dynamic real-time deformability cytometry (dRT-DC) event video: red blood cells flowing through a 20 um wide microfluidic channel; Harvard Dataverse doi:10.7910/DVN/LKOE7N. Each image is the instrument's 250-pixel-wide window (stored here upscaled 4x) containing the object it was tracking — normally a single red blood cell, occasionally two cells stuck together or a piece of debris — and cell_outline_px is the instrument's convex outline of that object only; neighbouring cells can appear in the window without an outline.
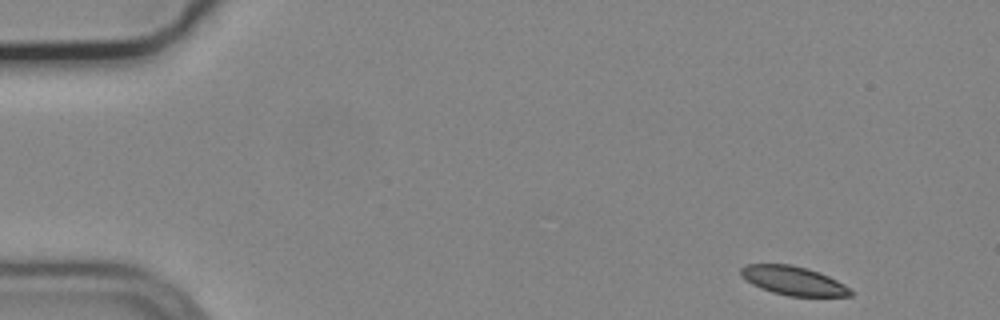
{"species": "common noctule bat (a hibernating species)", "species_latin": "Nyctalus noctula", "temperature_condition": "cold", "stored_images_in_passage": 51, "camera_frame_rate_fps": 3000, "um_per_image_px": 0.085, "animal": {"sex": "male", "body_mass_g": 19.2, "forearm_length_mm": 51.8}, "frame": {"image": 1, "passage_image": 1, "time_ms": 0.0, "image_size_px": [1000, 320], "cell_outline_px": [[852, 296], [788, 296], [772, 292], [760, 288], [752, 284], [740, 276], [740, 268], [748, 264], [792, 264], [808, 268], [820, 272], [844, 284], [852, 292]], "centroid_in_image_um": [67.4, 23.85], "position_along_channel_um": 17.6, "area_um2": 18.5}}
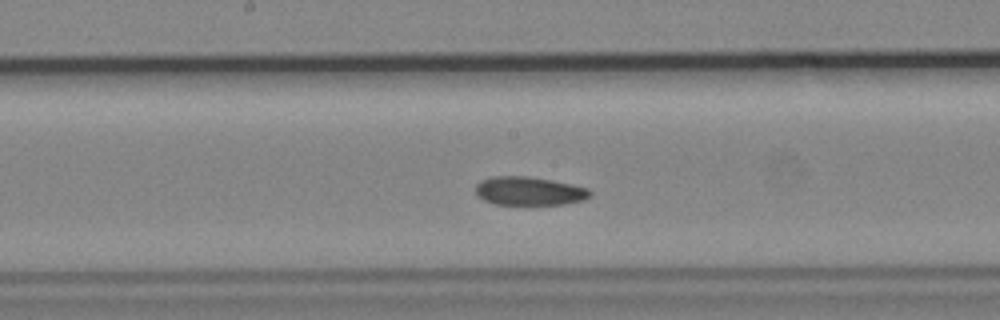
{"frame": {"image": 2, "passage_image": 25, "time_ms": 8.0, "image_size_px": [1000, 320], "cell_outline_px": [[592, 196], [584, 200], [564, 204], [528, 208], [496, 204], [484, 200], [476, 196], [476, 184], [480, 180], [492, 176], [528, 176], [552, 180], [572, 184], [588, 188], [592, 192]], "centroid_in_image_um": [44.99, 16.29], "position_along_channel_um": 203.2, "area_um2": 20.17}}
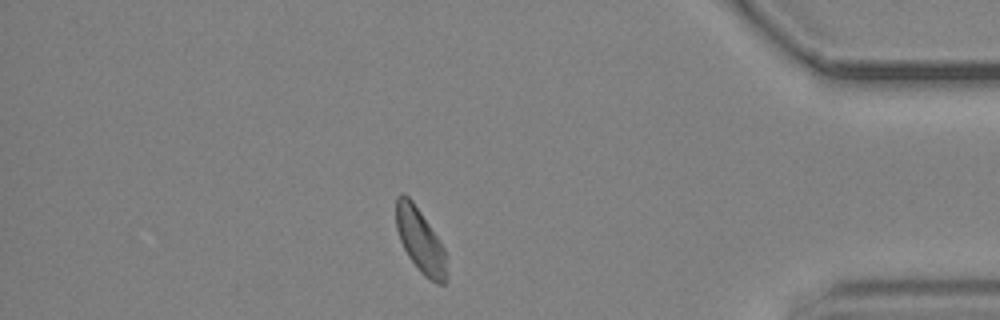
{"frame": {"image": 3, "passage_image": 44, "time_ms": 14.333, "image_size_px": [1000, 320], "cell_outline_px": [[444, 284], [436, 284], [428, 280], [420, 272], [408, 256], [400, 240], [396, 228], [396, 196], [400, 192], [404, 192], [412, 200], [444, 248]], "centroid_in_image_um": [35.65, 20.41], "position_along_channel_um": 399.5, "area_um2": 18.38}, "authors_computed_cell_mechanics": {"area_um2": 19.652, "velocity_mm_per_s": 3.6854, "shape_relaxation_time_tau1_ms": 4.4107, "shape_relaxation_time_tau2_ms": 6.1811, "deformation_change_tau1": 0.0846, "deformation_change_tau2": 0.1033}}